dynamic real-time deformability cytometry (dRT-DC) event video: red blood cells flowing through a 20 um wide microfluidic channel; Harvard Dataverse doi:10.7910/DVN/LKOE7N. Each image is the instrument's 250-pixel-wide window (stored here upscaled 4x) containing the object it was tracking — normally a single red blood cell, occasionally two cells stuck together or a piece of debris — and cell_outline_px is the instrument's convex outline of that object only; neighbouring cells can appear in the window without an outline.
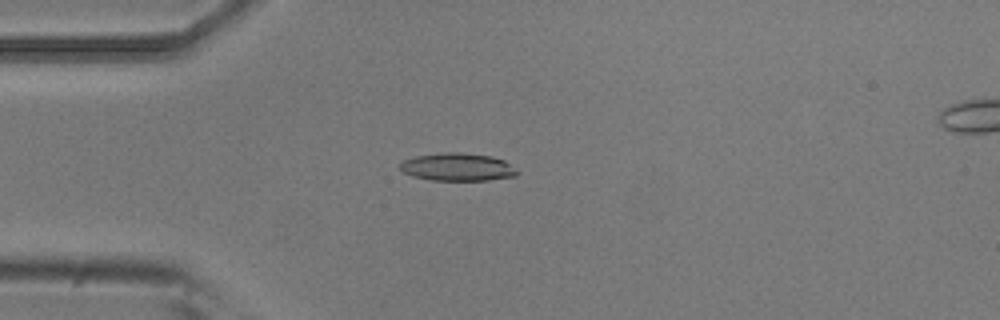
{"species": "common noctule bat (a hibernating species)", "species_latin": "Nyctalus noctula", "temperature_condition": "room temperature", "stored_images_in_passage": 5, "camera_frame_rate_fps": 3000, "um_per_image_px": 0.085, "animal": {"sex": "male", "body_mass_g": 20.5, "forearm_length_mm": 52.5}, "frame": {"image": 1, "passage_image": 4, "time_ms": 1.0, "image_size_px": [1000, 320], "cell_outline_px": [[520, 172], [516, 176], [488, 180], [432, 180], [412, 176], [404, 172], [400, 168], [400, 164], [404, 160], [416, 156], [444, 152], [460, 152], [492, 156], [504, 160]], "centroid_in_image_um": [38.92, 14.19], "position_along_channel_um": 46.1, "area_um2": 18.96}}